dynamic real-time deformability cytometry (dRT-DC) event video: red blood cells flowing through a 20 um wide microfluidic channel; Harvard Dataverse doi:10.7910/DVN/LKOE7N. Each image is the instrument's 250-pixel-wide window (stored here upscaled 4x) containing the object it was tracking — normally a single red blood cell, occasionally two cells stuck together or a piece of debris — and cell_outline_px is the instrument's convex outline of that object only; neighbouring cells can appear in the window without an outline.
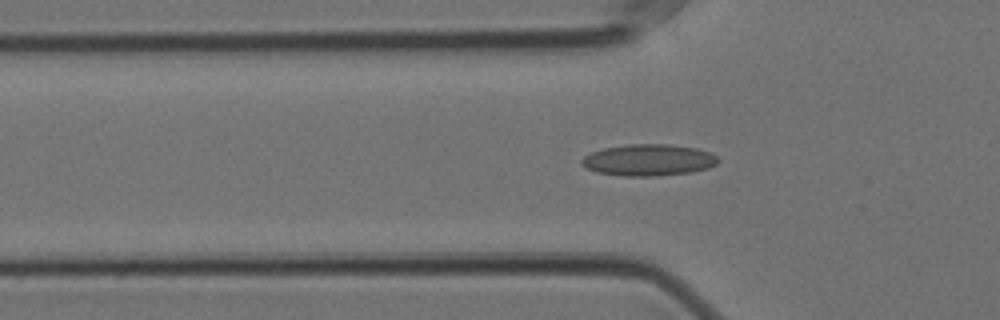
{"species": "Egyptian fruit bat (a non-hibernating species)", "species_latin": "Rousettus aegyptiacus", "temperature_condition": "cold", "stored_images_in_passage": 58, "camera_frame_rate_fps": 3000, "um_per_image_px": 0.085, "animal": {"sex": "female"}, "frame": {"image": 1, "passage_image": 18, "time_ms": 5.667, "image_size_px": [1000, 320], "cell_outline_px": [[720, 160], [716, 164], [708, 168], [692, 172], [656, 176], [624, 176], [596, 172], [584, 168], [580, 164], [580, 160], [584, 156], [592, 152], [604, 148], [628, 144], [668, 144], [696, 148], [712, 152]], "centroid_in_image_um": [55.12, 13.6], "position_along_channel_um": 70.7, "area_um2": 25.32}}
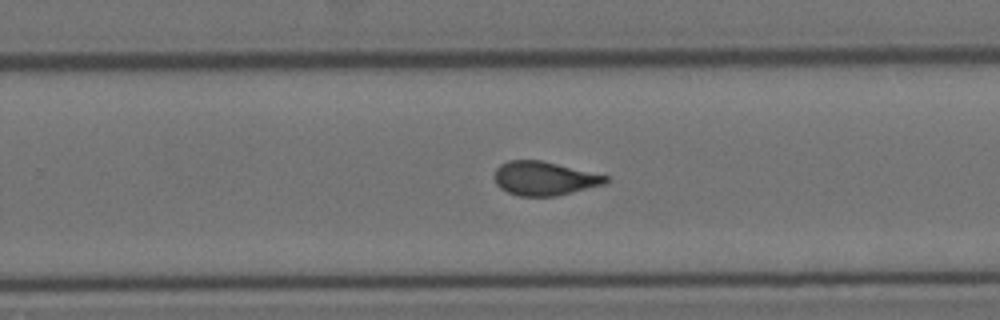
{"frame": {"image": 2, "passage_image": 36, "time_ms": 11.667, "image_size_px": [1000, 320], "cell_outline_px": [[608, 180], [604, 184], [556, 196], [516, 196], [500, 188], [496, 184], [496, 168], [500, 164], [508, 160], [540, 160], [608, 176]], "centroid_in_image_um": [46.23, 15.17], "position_along_channel_um": 283.6, "area_um2": 21.68}}
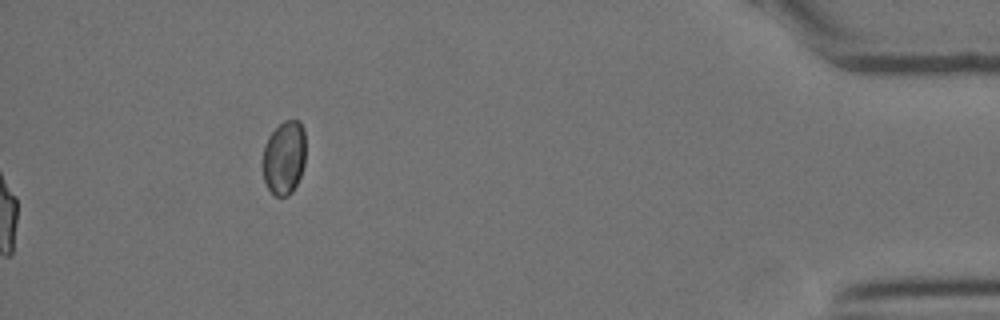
{"frame": {"image": 3, "passage_image": 58, "time_ms": 19.0, "image_size_px": [1000, 320], "cell_outline_px": [[304, 164], [300, 176], [292, 192], [288, 196], [276, 196], [268, 188], [264, 180], [264, 144], [268, 136], [284, 120], [300, 120], [304, 128]], "centroid_in_image_um": [24.16, 13.38], "position_along_channel_um": 411.0, "area_um2": 18.26}, "authors_computed_cell_mechanics": {"area_um2": 22.5998, "velocity_mm_per_s": 3.531, "shape_relaxation_time_tau1_ms": 8.8155, "shape_relaxation_time_tau2_ms": 1.4936, "deformation_change_tau1": 0.1902, "deformation_change_tau2": 0.0702}}